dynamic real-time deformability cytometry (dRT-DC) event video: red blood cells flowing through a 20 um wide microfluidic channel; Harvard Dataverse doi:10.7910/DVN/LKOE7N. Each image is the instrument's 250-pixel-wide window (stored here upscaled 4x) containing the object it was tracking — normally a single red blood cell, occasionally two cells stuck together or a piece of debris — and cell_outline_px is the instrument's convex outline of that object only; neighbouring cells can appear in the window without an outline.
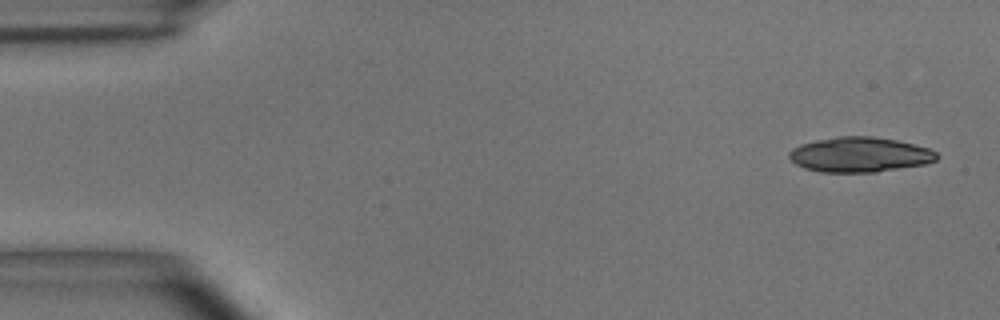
{"species": "common noctule bat (a hibernating species)", "species_latin": "Nyctalus noctula", "temperature_condition": "room temperature", "stored_images_in_passage": 16, "camera_frame_rate_fps": 3000, "um_per_image_px": 0.085, "animal": {"sex": "male", "body_mass_g": 15.6}, "frame": {"image": 1, "passage_image": 1, "time_ms": 0.0, "image_size_px": [1000, 320], "cell_outline_px": [[940, 156], [936, 160], [924, 164], [876, 172], [820, 172], [804, 168], [796, 164], [788, 156], [788, 152], [792, 148], [800, 144], [816, 140], [836, 136], [872, 136], [896, 140], [928, 148], [936, 152]], "centroid_in_image_um": [73.05, 13.14], "position_along_channel_um": 12.0, "area_um2": 30.11}}